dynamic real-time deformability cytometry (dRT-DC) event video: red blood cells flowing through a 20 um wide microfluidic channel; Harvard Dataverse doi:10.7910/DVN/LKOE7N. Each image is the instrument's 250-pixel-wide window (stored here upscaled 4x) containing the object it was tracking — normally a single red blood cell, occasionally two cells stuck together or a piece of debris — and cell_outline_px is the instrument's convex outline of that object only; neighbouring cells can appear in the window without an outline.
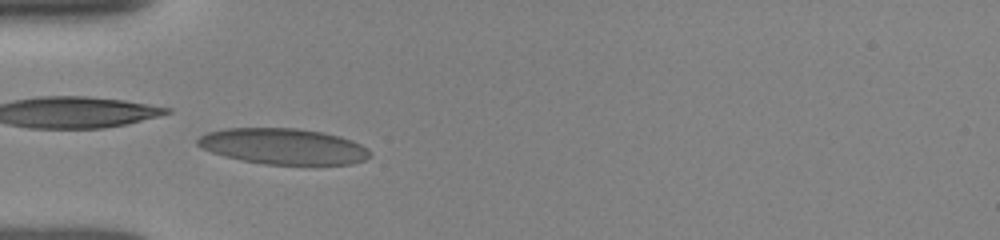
{"species": "human", "species_latin": "Homo sapiens", "temperature_condition": "room temperature", "stored_images_in_passage": 43, "camera_frame_rate_fps": 3000, "um_per_image_px": 0.085, "donor": {"sex": "female"}, "frame": {"image": 1, "passage_image": 8, "time_ms": 2.333, "image_size_px": [1000, 240], "cell_outline_px": [[372, 156], [364, 160], [352, 164], [264, 164], [240, 160], [224, 156], [212, 152], [196, 144], [196, 140], [200, 136], [208, 132], [228, 128], [296, 128], [324, 132], [340, 136], [352, 140], [368, 148], [372, 152]], "centroid_in_image_um": [24.11, 12.44], "position_along_channel_um": 60.9, "area_um2": 36.13}}
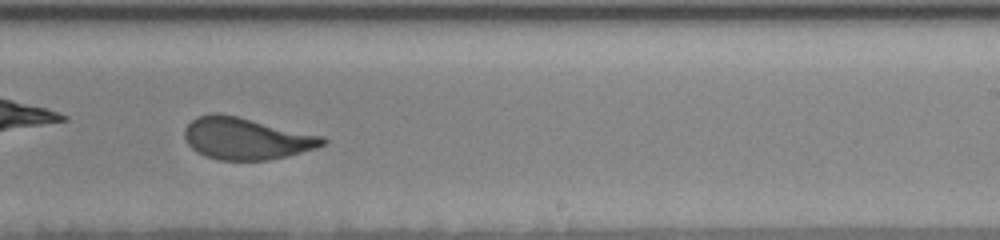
{"frame": {"image": 2, "passage_image": 24, "time_ms": 7.667, "image_size_px": [1000, 240], "cell_outline_px": [[328, 140], [324, 144], [316, 148], [268, 160], [220, 160], [204, 156], [196, 152], [188, 144], [184, 136], [184, 128], [196, 116], [212, 112], [220, 112], [324, 136]], "centroid_in_image_um": [20.89, 11.76], "position_along_channel_um": 268.1, "area_um2": 33.81}}
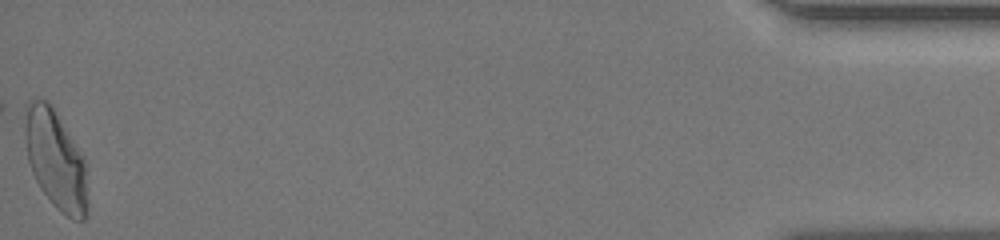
{"frame": {"image": 3, "passage_image": 43, "time_ms": 14.0, "image_size_px": [1000, 240], "cell_outline_px": [[88, 212], [84, 220], [72, 220], [60, 212], [56, 208], [40, 188], [32, 172], [28, 160], [24, 136], [24, 124], [28, 100], [44, 100], [52, 104], [80, 152], [84, 160], [88, 204]], "centroid_in_image_um": [4.73, 13.61], "position_along_channel_um": 430.5, "area_um2": 36.13}, "authors_computed_cell_mechanics": {"area_um2": 33.813, "velocity_mm_per_s": 3.9484, "shape_relaxation_time_tau1_ms": 4.7771, "shape_relaxation_time_tau2_ms": null, "deformation_change_tau1": 0.1601, "deformation_change_tau2": null}}